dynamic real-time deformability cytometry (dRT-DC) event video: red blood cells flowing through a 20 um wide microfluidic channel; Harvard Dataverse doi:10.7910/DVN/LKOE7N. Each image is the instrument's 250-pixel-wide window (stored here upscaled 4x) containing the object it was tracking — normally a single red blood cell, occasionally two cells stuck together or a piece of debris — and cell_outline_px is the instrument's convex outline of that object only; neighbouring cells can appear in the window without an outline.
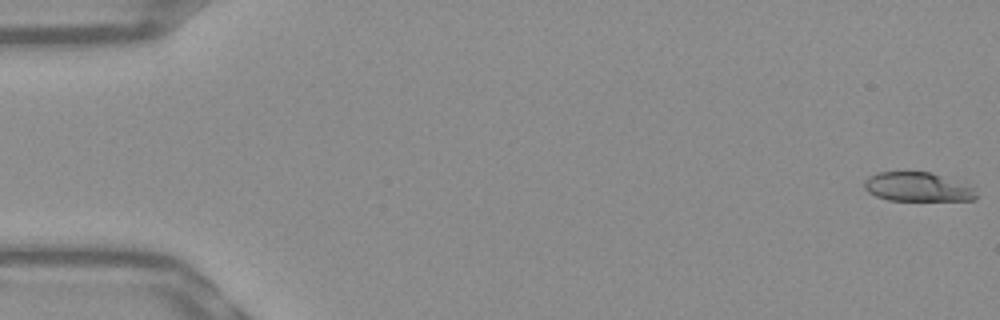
{"species": "Egyptian fruit bat (a non-hibernating species)", "species_latin": "Rousettus aegyptiacus", "temperature_condition": "warm", "stored_images_in_passage": 12, "camera_frame_rate_fps": 3000, "um_per_image_px": 0.085, "frame": {"image": 1, "passage_image": 1, "time_ms": 0.0, "image_size_px": [1000, 320], "cell_outline_px": [[976, 200], [888, 200], [876, 196], [868, 192], [864, 188], [864, 180], [868, 176], [876, 172], [932, 172], [972, 188], [976, 196]], "centroid_in_image_um": [77.9, 15.89], "position_along_channel_um": 7.1, "area_um2": 18.67}}